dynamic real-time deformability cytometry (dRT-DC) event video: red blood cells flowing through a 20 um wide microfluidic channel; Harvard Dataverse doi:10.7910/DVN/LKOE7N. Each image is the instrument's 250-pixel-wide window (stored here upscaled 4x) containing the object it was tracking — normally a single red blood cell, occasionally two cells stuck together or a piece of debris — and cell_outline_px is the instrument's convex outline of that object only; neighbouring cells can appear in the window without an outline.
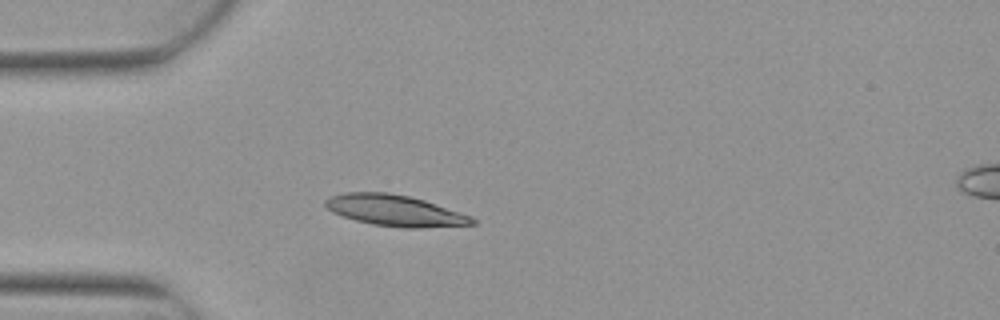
{"species": "Egyptian fruit bat (a non-hibernating species)", "species_latin": "Rousettus aegyptiacus", "temperature_condition": "warm", "stored_images_in_passage": 4, "camera_frame_rate_fps": 3000, "um_per_image_px": 0.085, "animal": {"sex": "female"}, "frame": {"image": 1, "passage_image": 4, "time_ms": 1.0, "image_size_px": [1000, 320], "cell_outline_px": [[476, 224], [420, 228], [404, 228], [372, 224], [356, 220], [332, 212], [324, 204], [324, 200], [332, 196], [344, 192], [388, 192], [408, 196], [424, 200], [472, 216], [476, 220]], "centroid_in_image_um": [33.58, 17.89], "position_along_channel_um": 51.4, "area_um2": 26.53}}